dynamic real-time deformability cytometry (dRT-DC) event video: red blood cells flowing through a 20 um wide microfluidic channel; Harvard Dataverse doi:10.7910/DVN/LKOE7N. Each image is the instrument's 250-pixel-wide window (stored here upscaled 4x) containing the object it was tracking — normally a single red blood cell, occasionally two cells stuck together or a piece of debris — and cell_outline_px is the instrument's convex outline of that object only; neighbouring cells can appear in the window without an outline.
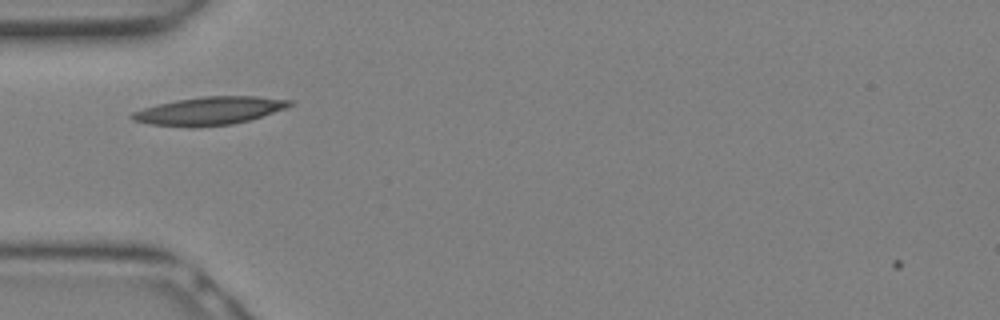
{"species": "Egyptian fruit bat (a non-hibernating species)", "species_latin": "Rousettus aegyptiacus", "temperature_condition": "warm", "stored_images_in_passage": 5, "camera_frame_rate_fps": 3000, "um_per_image_px": 0.085, "animal": {"sex": "female"}, "frame": {"image": 1, "passage_image": 2, "time_ms": 0.333, "image_size_px": [1000, 320], "cell_outline_px": [[292, 104], [284, 108], [248, 120], [232, 124], [196, 128], [188, 128], [148, 124], [132, 120], [128, 116], [132, 112], [156, 104], [176, 100], [204, 96], [256, 96], [292, 100]], "centroid_in_image_um": [17.7, 9.43], "position_along_channel_um": 67.3, "area_um2": 25.84}}
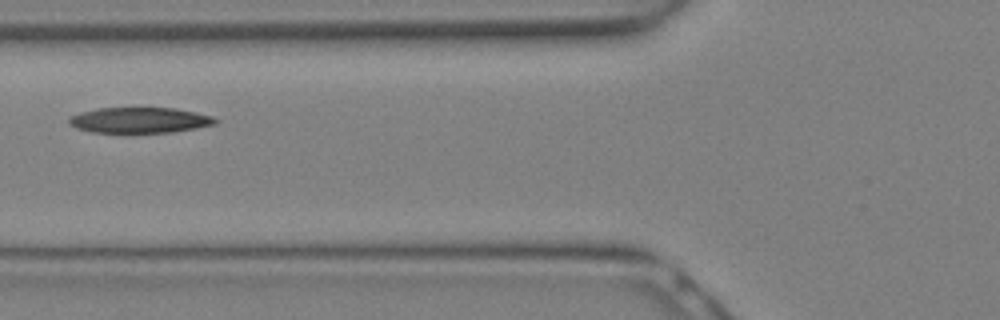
{"frame": {"image": 2, "passage_image": 4, "time_ms": 1.0, "image_size_px": [1000, 320], "cell_outline_px": [[220, 120], [216, 124], [196, 128], [172, 132], [92, 132], [76, 128], [68, 124], [68, 116], [80, 112], [96, 108], [176, 108], [196, 112], [212, 116]], "centroid_in_image_um": [11.86, 10.21], "position_along_channel_um": 113.9, "area_um2": 21.96}}